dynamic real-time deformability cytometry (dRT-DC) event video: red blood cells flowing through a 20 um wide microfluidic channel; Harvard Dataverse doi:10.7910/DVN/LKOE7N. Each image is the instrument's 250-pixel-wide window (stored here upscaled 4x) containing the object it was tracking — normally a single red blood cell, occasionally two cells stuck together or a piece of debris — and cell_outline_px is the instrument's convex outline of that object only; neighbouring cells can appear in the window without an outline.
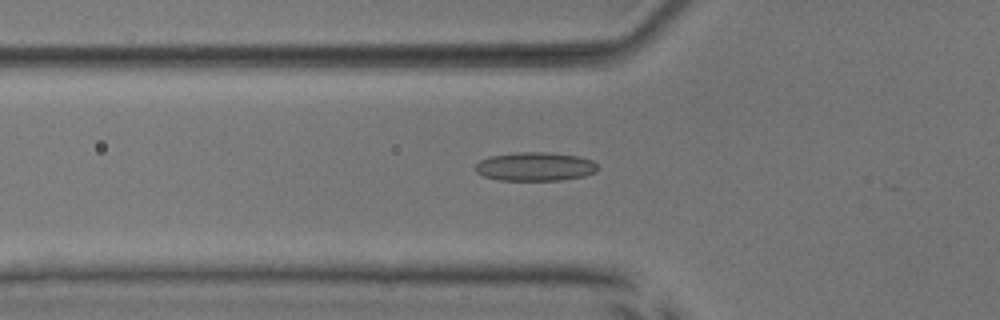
{"species": "common noctule bat (a hibernating species)", "species_latin": "Nyctalus noctula", "temperature_condition": "room temperature", "stored_images_in_passage": 9, "camera_frame_rate_fps": 3000, "um_per_image_px": 0.085, "animal": {"sex": "male", "body_mass_g": 17.9, "forearm_length_mm": 54.2}, "frame": {"image": 1, "passage_image": 2, "time_ms": 0.333, "image_size_px": [1000, 320], "cell_outline_px": [[596, 172], [584, 176], [560, 180], [500, 180], [484, 176], [476, 172], [476, 164], [480, 160], [488, 156], [516, 152], [544, 152], [580, 156], [592, 160], [596, 164]], "centroid_in_image_um": [45.47, 14.15], "position_along_channel_um": 80.3, "area_um2": 20.46}}
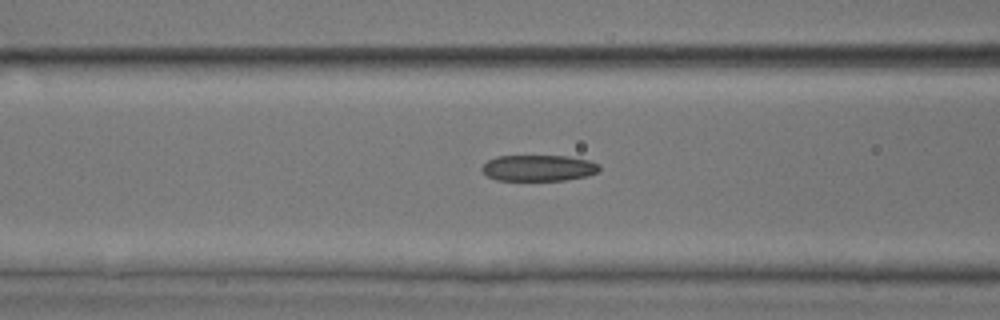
{"frame": {"image": 2, "passage_image": 5, "time_ms": 1.333, "image_size_px": [1000, 320], "cell_outline_px": [[600, 168], [596, 172], [584, 176], [564, 180], [496, 180], [488, 176], [480, 168], [488, 160], [496, 156], [568, 156], [588, 160], [600, 164]], "centroid_in_image_um": [45.75, 14.27], "position_along_channel_um": 120.8, "area_um2": 17.74}}